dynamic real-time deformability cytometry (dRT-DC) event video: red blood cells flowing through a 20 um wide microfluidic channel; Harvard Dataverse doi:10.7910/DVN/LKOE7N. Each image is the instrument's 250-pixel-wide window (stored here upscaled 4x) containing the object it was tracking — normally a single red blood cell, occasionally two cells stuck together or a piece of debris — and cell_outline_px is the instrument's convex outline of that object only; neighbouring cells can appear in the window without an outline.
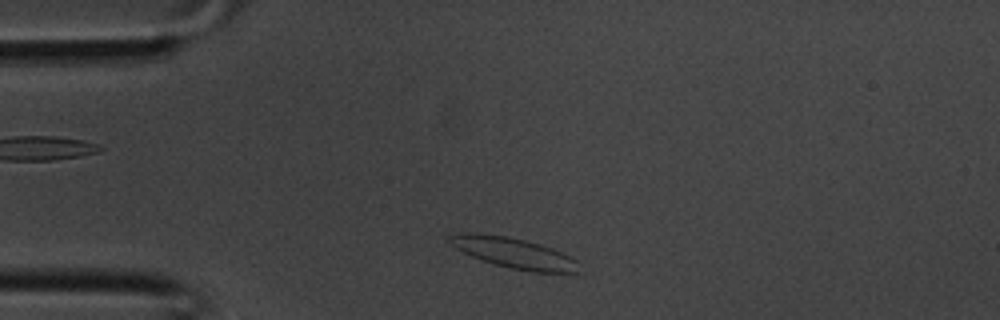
{"species": "common noctule bat (a hibernating species)", "species_latin": "Nyctalus noctula", "temperature_condition": "room temperature", "stored_images_in_passage": 32, "camera_frame_rate_fps": 3000, "um_per_image_px": 0.085, "animal": {"sex": "male", "body_mass_g": 20.1, "forearm_length_mm": 53.5}, "frame": {"image": 1, "passage_image": 3, "time_ms": 0.667, "image_size_px": [1000, 320], "cell_outline_px": [[584, 272], [532, 272], [508, 268], [472, 256], [456, 248], [448, 240], [448, 236], [464, 232], [476, 232], [508, 236], [540, 244], [552, 248], [576, 260]], "centroid_in_image_um": [43.69, 21.49], "position_along_channel_um": 41.3, "area_um2": 22.89}}
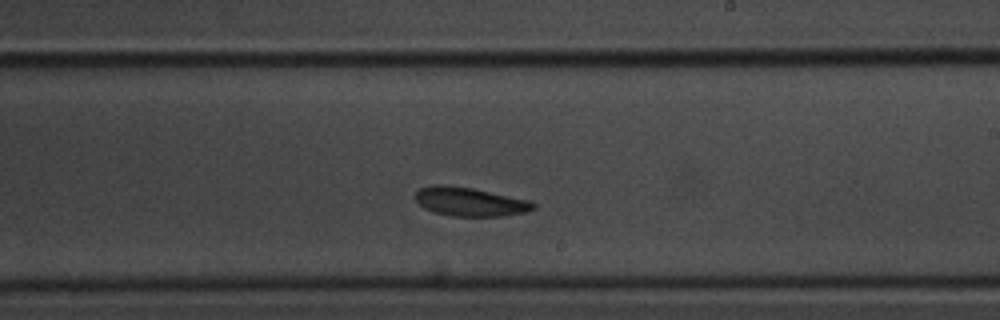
{"frame": {"image": 2, "passage_image": 16, "time_ms": 5.0, "image_size_px": [1000, 320], "cell_outline_px": [[536, 208], [524, 212], [500, 216], [452, 216], [436, 212], [424, 208], [416, 200], [416, 192], [420, 188], [436, 184], [440, 184], [472, 188], [532, 200], [536, 204]], "centroid_in_image_um": [39.98, 17.14], "position_along_channel_um": 249.0, "area_um2": 19.71}}
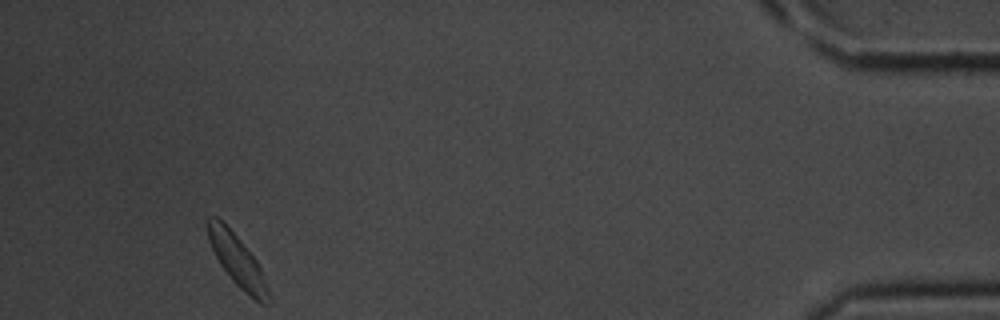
{"frame": {"image": 3, "passage_image": 29, "time_ms": 9.333, "image_size_px": [1000, 320], "cell_outline_px": [[272, 304], [260, 304], [244, 292], [232, 280], [220, 264], [208, 240], [204, 224], [204, 220], [208, 216], [216, 216], [240, 240], [256, 260], [260, 268], [272, 296]], "centroid_in_image_um": [20.17, 22.17], "position_along_channel_um": 415.0, "area_um2": 18.44}}